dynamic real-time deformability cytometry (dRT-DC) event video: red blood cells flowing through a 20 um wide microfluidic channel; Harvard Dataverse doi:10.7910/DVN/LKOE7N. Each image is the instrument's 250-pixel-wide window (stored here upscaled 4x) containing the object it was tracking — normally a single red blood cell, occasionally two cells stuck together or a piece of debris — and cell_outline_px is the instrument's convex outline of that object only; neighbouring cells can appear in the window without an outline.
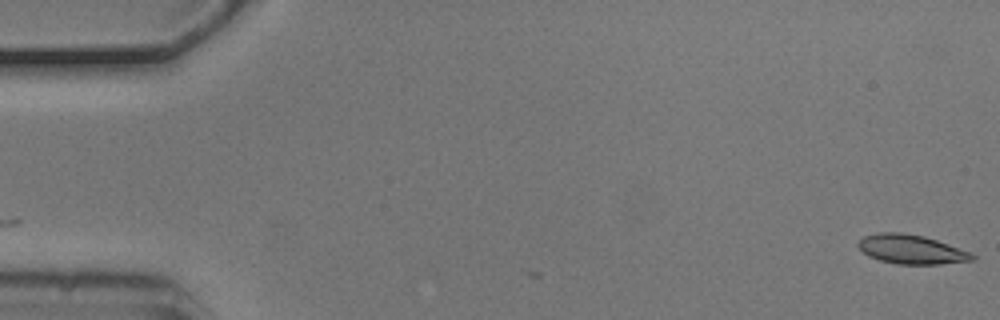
{"species": "common noctule bat (a hibernating species)", "species_latin": "Nyctalus noctula", "temperature_condition": "cold", "stored_images_in_passage": 2, "camera_frame_rate_fps": 3000, "um_per_image_px": 0.085, "animal": {"sex": "male", "body_mass_g": 20.5, "forearm_length_mm": 52.5}, "frame": {"image": 1, "passage_image": 2, "time_ms": 0.333, "image_size_px": [1000, 320], "cell_outline_px": [[976, 260], [940, 264], [896, 264], [880, 260], [868, 256], [856, 244], [864, 236], [880, 232], [900, 232], [924, 236], [972, 252], [976, 256]], "centroid_in_image_um": [77.49, 21.2], "position_along_channel_um": 7.5, "area_um2": 19.42}}